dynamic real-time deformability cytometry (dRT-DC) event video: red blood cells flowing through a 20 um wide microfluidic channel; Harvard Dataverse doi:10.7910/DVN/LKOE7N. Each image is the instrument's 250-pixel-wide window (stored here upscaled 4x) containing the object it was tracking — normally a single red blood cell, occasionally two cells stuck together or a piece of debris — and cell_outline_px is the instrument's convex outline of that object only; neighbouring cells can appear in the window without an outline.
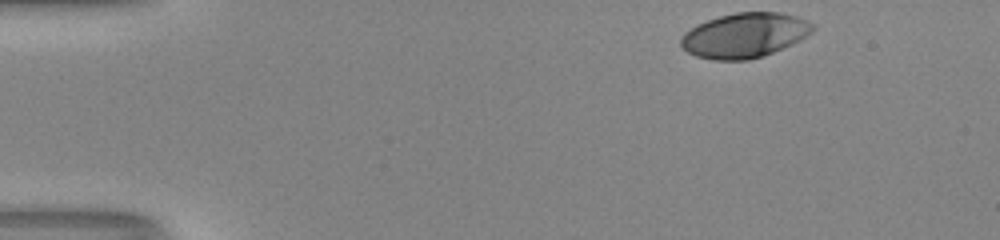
{"species": "human", "species_latin": "Homo sapiens", "temperature_condition": "room temperature", "stored_images_in_passage": 37, "camera_frame_rate_fps": 3000, "um_per_image_px": 0.085, "donor": {"sex": "male"}, "frame": {"image": 1, "passage_image": 1, "time_ms": 0.0, "image_size_px": [1000, 240], "cell_outline_px": [[816, 28], [812, 32], [800, 40], [792, 44], [764, 56], [748, 60], [716, 60], [696, 56], [688, 52], [680, 44], [680, 36], [684, 32], [696, 24], [720, 16], [736, 12], [780, 12], [796, 16], [808, 20], [816, 24]], "centroid_in_image_um": [63.31, 2.99], "position_along_channel_um": 21.7, "area_um2": 34.62}}
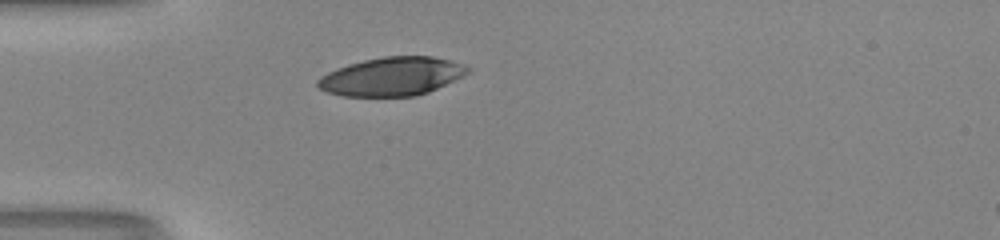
{"frame": {"image": 2, "passage_image": 10, "time_ms": 3.0, "image_size_px": [1000, 240], "cell_outline_px": [[472, 68], [464, 76], [428, 92], [416, 96], [344, 96], [328, 92], [320, 88], [316, 84], [316, 80], [320, 76], [336, 68], [348, 64], [364, 60], [384, 56], [432, 56], [464, 64]], "centroid_in_image_um": [33.31, 6.49], "position_along_channel_um": 51.7, "area_um2": 33.7}}
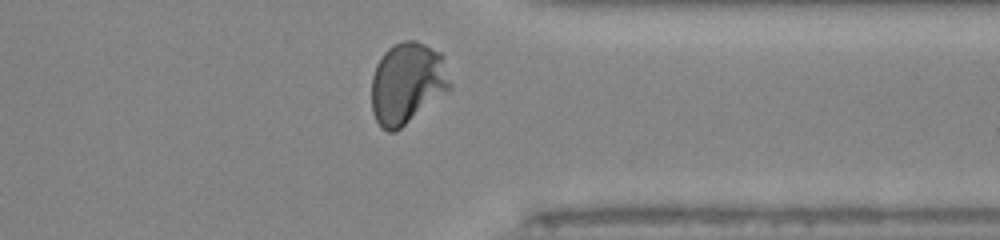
{"frame": {"image": 3, "passage_image": 35, "time_ms": 11.333, "image_size_px": [1000, 240], "cell_outline_px": [[452, 88], [396, 132], [388, 132], [380, 128], [372, 112], [372, 76], [376, 64], [384, 52], [392, 44], [404, 40], [416, 40], [440, 52], [444, 56], [452, 84]], "centroid_in_image_um": [34.62, 7.07], "position_along_channel_um": 376.8, "area_um2": 37.74}, "authors_computed_cell_mechanics": {"area_um2": 34.7956, "velocity_mm_per_s": 4.1166, "shape_relaxation_time_tau1_ms": 3.1282, "shape_relaxation_time_tau2_ms": null, "deformation_change_tau1": 0.188, "deformation_change_tau2": null}}